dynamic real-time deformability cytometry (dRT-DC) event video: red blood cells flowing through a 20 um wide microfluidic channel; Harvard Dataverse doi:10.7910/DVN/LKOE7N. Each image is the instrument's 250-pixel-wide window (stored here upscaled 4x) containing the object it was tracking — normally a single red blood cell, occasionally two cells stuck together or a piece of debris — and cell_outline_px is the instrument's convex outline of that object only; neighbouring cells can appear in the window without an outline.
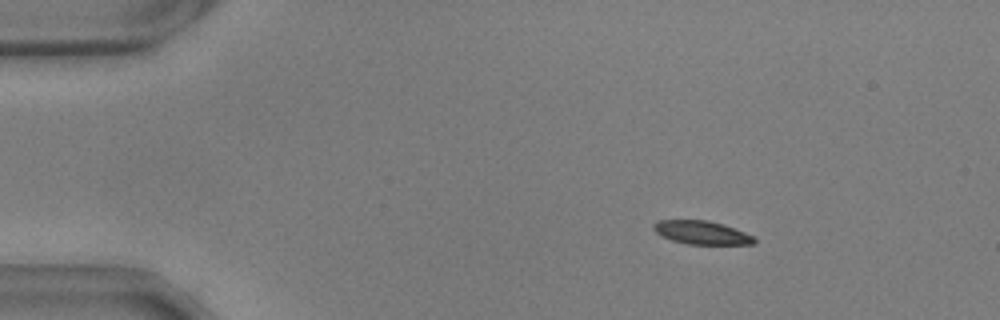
{"species": "common noctule bat (a hibernating species)", "species_latin": "Nyctalus noctula", "temperature_condition": "warm", "stored_images_in_passage": 55, "camera_frame_rate_fps": 3000, "um_per_image_px": 0.085, "animal": {"sex": "male", "body_mass_g": 17.9, "forearm_length_mm": 54.2}, "frame": {"image": 1, "passage_image": 8, "time_ms": 2.333, "image_size_px": [1000, 320], "cell_outline_px": [[756, 240], [752, 244], [688, 244], [672, 240], [660, 236], [652, 228], [652, 224], [656, 220], [708, 220], [724, 224], [744, 232], [752, 236]], "centroid_in_image_um": [59.58, 19.76], "position_along_channel_um": 25.4, "area_um2": 13.76}}
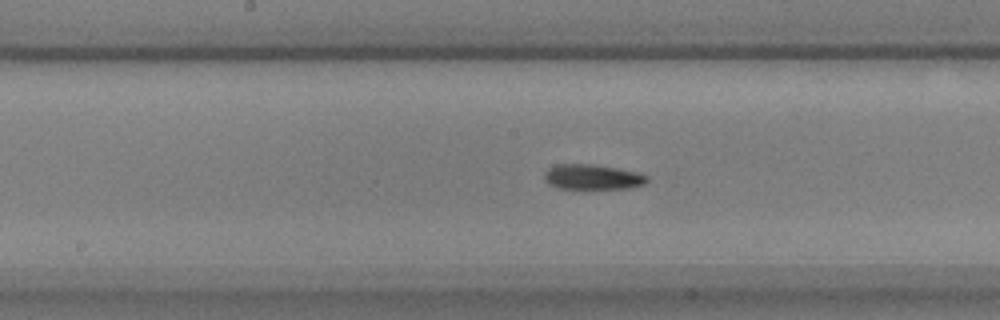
{"frame": {"image": 2, "passage_image": 28, "time_ms": 9.0, "image_size_px": [1000, 320], "cell_outline_px": [[648, 180], [644, 184], [628, 188], [556, 188], [548, 184], [544, 180], [544, 172], [548, 168], [556, 164], [592, 164], [640, 172], [648, 176]], "centroid_in_image_um": [50.34, 15.03], "position_along_channel_um": 197.9, "area_um2": 15.09}}
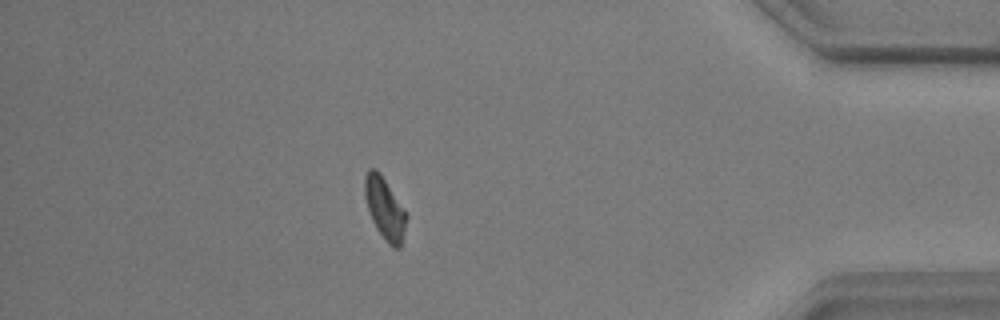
{"frame": {"image": 3, "passage_image": 48, "time_ms": 15.667, "image_size_px": [1000, 320], "cell_outline_px": [[408, 216], [400, 248], [392, 248], [384, 240], [376, 228], [372, 220], [364, 196], [364, 176], [368, 168], [376, 168], [380, 172], [404, 208]], "centroid_in_image_um": [32.7, 17.7], "position_along_channel_um": 402.5, "area_um2": 15.2}, "authors_computed_cell_mechanics": {"area_um2": 15.028, "velocity_mm_per_s": 3.6633, "shape_relaxation_time_tau1_ms": null, "shape_relaxation_time_tau2_ms": 7.7081, "deformation_change_tau1": null, "deformation_change_tau2": 0.1555}}